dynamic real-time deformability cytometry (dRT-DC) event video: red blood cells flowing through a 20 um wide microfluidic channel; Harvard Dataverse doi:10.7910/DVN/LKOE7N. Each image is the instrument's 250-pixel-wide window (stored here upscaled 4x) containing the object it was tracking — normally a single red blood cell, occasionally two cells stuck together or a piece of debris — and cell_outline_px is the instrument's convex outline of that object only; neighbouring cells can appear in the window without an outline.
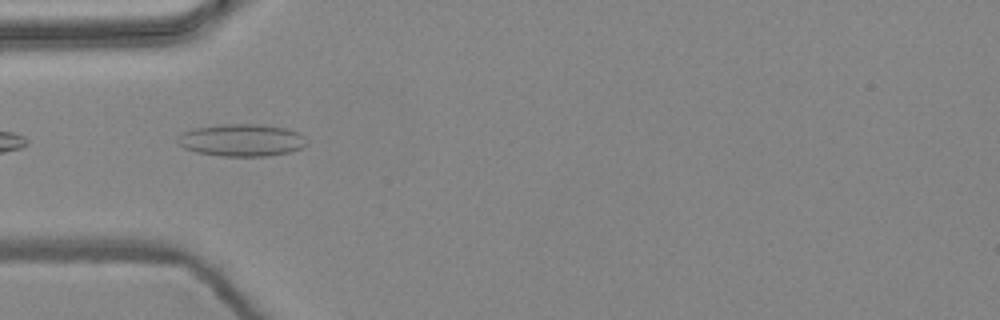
{"species": "common noctule bat (a hibernating species)", "species_latin": "Nyctalus noctula", "temperature_condition": "warm", "stored_images_in_passage": 6, "camera_frame_rate_fps": 3000, "um_per_image_px": 0.085, "animal": {"sex": "female", "body_mass_g": 24.6, "forearm_length_mm": 56.2}, "frame": {"image": 1, "passage_image": 5, "time_ms": 1.333, "image_size_px": [1000, 320], "cell_outline_px": [[308, 140], [304, 148], [292, 152], [268, 156], [220, 156], [196, 152], [184, 148], [176, 144], [176, 140], [184, 132], [196, 128], [220, 124], [260, 124], [288, 128], [300, 132]], "centroid_in_image_um": [20.6, 11.92], "position_along_channel_um": 64.4, "area_um2": 24.68}}